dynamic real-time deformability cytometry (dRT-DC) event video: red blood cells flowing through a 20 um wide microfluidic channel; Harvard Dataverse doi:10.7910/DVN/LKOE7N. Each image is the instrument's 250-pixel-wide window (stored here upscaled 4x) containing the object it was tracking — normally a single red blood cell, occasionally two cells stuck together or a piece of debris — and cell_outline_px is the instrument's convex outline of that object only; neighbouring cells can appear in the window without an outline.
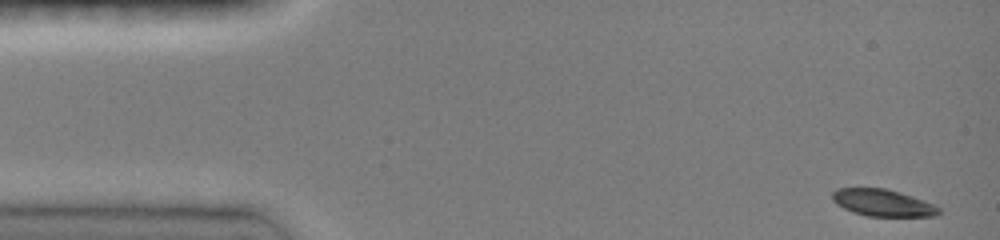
{"species": "common noctule bat (a hibernating species)", "species_latin": "Nyctalus noctula", "temperature_condition": "room temperature", "stored_images_in_passage": 9, "camera_frame_rate_fps": 3000, "um_per_image_px": 0.085, "animal": {"sex": "female", "body_mass_g": 19.0, "forearm_length_mm": 51.5}, "frame": {"image": 1, "passage_image": 1, "time_ms": 0.0, "image_size_px": [1000, 240], "cell_outline_px": [[940, 212], [936, 216], [868, 216], [852, 212], [836, 204], [832, 200], [832, 192], [836, 188], [884, 188], [900, 192], [924, 200], [940, 208]], "centroid_in_image_um": [75.01, 17.23], "position_along_channel_um": 10.0, "area_um2": 16.7}}